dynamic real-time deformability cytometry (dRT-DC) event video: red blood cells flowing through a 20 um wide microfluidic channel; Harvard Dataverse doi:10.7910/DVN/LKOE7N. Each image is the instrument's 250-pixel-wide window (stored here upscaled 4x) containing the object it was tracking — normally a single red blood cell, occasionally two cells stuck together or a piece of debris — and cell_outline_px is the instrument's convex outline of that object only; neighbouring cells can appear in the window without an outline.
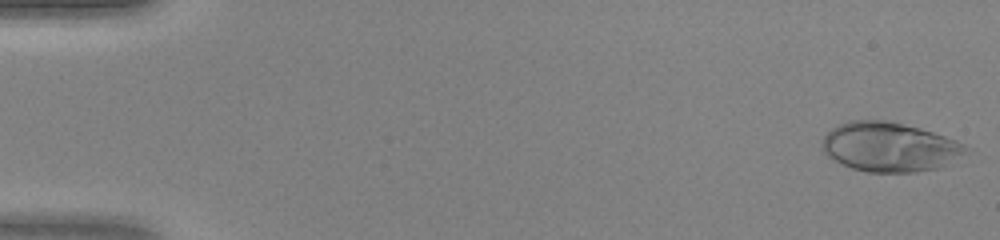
{"species": "human", "species_latin": "Homo sapiens", "temperature_condition": "warm", "stored_images_in_passage": 47, "camera_frame_rate_fps": 3000, "um_per_image_px": 0.085, "donor": {"sex": "female"}, "frame": {"image": 1, "passage_image": 1, "time_ms": 0.0, "image_size_px": [1000, 240], "cell_outline_px": [[972, 152], [936, 168], [916, 172], [868, 172], [852, 168], [828, 156], [824, 152], [820, 144], [824, 136], [832, 128], [848, 120], [884, 120], [920, 128], [956, 140], [972, 148]], "centroid_in_image_um": [75.64, 12.49], "position_along_channel_um": 9.4, "area_um2": 41.33}}
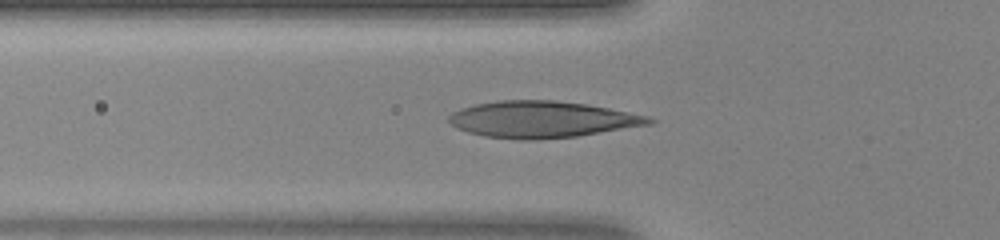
{"frame": {"image": 2, "passage_image": 17, "time_ms": 5.333, "image_size_px": [1000, 240], "cell_outline_px": [[656, 120], [652, 124], [576, 136], [536, 140], [520, 140], [484, 136], [468, 132], [456, 128], [448, 120], [448, 116], [452, 112], [460, 108], [476, 104], [500, 100], [556, 100], [588, 104], [648, 116]], "centroid_in_image_um": [46.05, 10.15], "position_along_channel_um": 79.7, "area_um2": 42.66}}
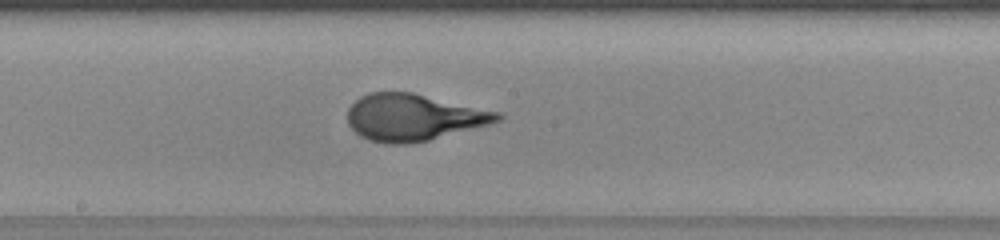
{"frame": {"image": 3, "passage_image": 26, "time_ms": 8.333, "image_size_px": [1000, 240], "cell_outline_px": [[504, 116], [500, 120], [488, 124], [428, 140], [408, 144], [388, 144], [372, 140], [356, 132], [348, 124], [348, 108], [360, 96], [368, 92], [412, 92], [500, 112]], "centroid_in_image_um": [35.14, 9.96], "position_along_channel_um": 213.1, "area_um2": 40.4}}